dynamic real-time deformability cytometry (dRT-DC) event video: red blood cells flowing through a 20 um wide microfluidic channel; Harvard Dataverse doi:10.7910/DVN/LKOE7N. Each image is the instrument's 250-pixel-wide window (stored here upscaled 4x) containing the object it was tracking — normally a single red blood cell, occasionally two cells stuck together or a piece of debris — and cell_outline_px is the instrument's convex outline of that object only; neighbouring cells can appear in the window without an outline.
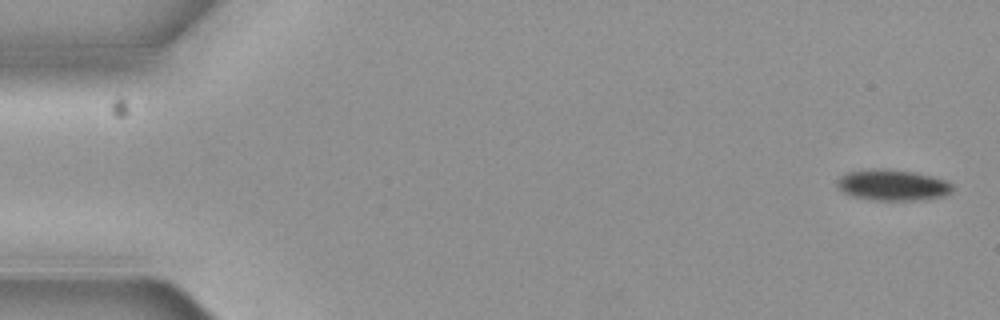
{"species": "common noctule bat (a hibernating species)", "species_latin": "Nyctalus noctula", "temperature_condition": "cold", "stored_images_in_passage": 6, "camera_frame_rate_fps": 3000, "um_per_image_px": 0.085, "animal": {"sex": "female", "body_mass_g": 19.3, "forearm_length_mm": 54.1}, "frame": {"image": 1, "passage_image": 1, "time_ms": 0.0, "image_size_px": [1000, 320], "cell_outline_px": [[952, 188], [944, 196], [920, 200], [876, 200], [852, 196], [844, 192], [836, 184], [836, 180], [840, 176], [848, 172], [872, 168], [888, 168], [916, 172], [932, 176], [944, 180], [952, 184]], "centroid_in_image_um": [75.84, 15.71], "position_along_channel_um": 9.2, "area_um2": 20.87}}